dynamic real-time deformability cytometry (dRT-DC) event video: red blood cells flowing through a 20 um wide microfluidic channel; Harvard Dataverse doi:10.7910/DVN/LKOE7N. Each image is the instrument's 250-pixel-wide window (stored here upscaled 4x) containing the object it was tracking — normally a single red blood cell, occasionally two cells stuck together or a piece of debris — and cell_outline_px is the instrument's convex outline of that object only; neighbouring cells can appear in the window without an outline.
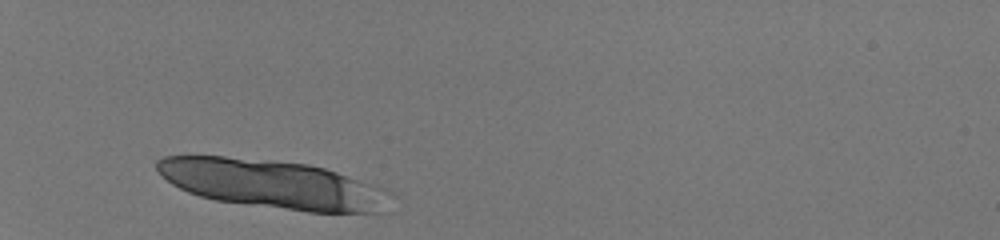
{"species": "human", "species_latin": "Homo sapiens", "temperature_condition": "room temperature", "stored_images_in_passage": 10, "camera_frame_rate_fps": 3000, "um_per_image_px": 0.085, "donor": {"sex": "male"}, "frame": {"image": 1, "passage_image": 2, "time_ms": 0.333, "image_size_px": [1000, 240], "cell_outline_px": [[376, 212], [308, 212], [216, 200], [200, 196], [188, 192], [172, 184], [156, 168], [156, 160], [164, 156], [224, 156], [308, 164], [324, 168], [336, 172], [356, 180], [364, 184]], "centroid_in_image_um": [22.66, 15.6], "position_along_channel_um": 62.3, "area_um2": 61.96}}